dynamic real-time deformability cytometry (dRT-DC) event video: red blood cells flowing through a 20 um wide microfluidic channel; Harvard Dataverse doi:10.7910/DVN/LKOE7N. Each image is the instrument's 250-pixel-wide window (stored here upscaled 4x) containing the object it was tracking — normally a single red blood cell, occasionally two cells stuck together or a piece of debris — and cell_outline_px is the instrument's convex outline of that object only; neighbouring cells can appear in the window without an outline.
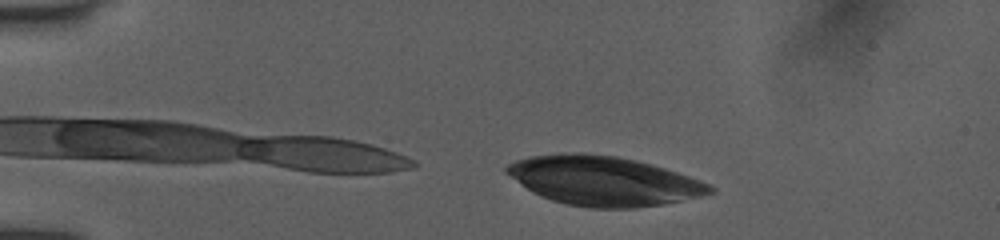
{"species": "human", "species_latin": "Homo sapiens", "temperature_condition": "room temperature", "stored_images_in_passage": 39, "camera_frame_rate_fps": 3000, "um_per_image_px": 0.085, "donor": {"sex": "female"}, "frame": {"image": 1, "passage_image": 2, "time_ms": 0.333, "image_size_px": [1000, 240], "cell_outline_px": [[716, 192], [700, 196], [664, 204], [636, 208], [588, 208], [568, 204], [552, 200], [540, 196], [532, 192], [504, 172], [504, 168], [508, 164], [516, 160], [528, 156], [564, 152], [588, 152], [616, 156], [636, 160], [652, 164], [700, 180], [716, 188]], "centroid_in_image_um": [51.28, 15.36], "position_along_channel_um": 33.7, "area_um2": 58.67}}
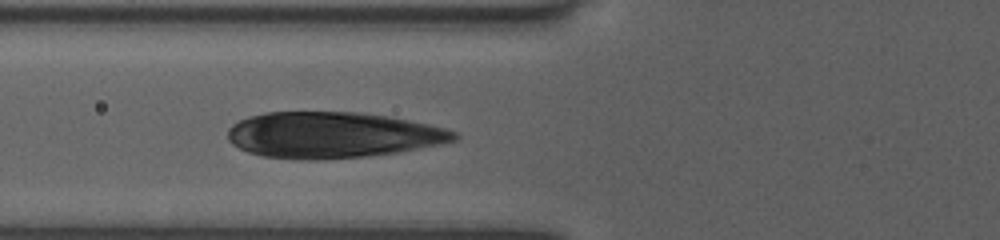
{"frame": {"image": 2, "passage_image": 12, "time_ms": 3.667, "image_size_px": [1000, 240], "cell_outline_px": [[460, 140], [444, 144], [400, 152], [364, 156], [308, 160], [300, 160], [264, 156], [248, 152], [232, 144], [228, 140], [228, 128], [232, 124], [248, 116], [264, 112], [360, 112], [392, 116], [448, 128], [456, 132], [460, 136]], "centroid_in_image_um": [28.32, 11.46], "position_along_channel_um": 97.5, "area_um2": 61.33}}
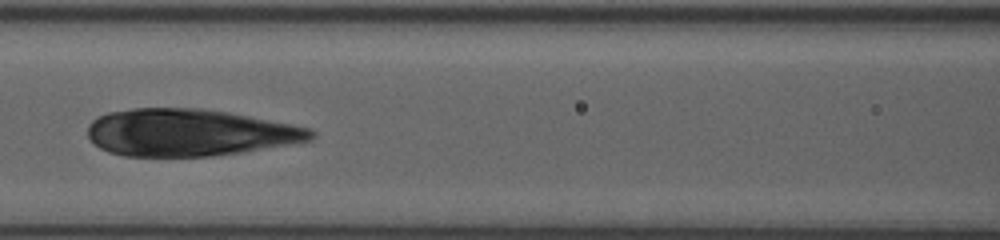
{"frame": {"image": 3, "passage_image": 16, "time_ms": 5.0, "image_size_px": [1000, 240], "cell_outline_px": [[316, 136], [312, 140], [240, 152], [212, 156], [124, 156], [108, 152], [100, 148], [88, 140], [88, 124], [96, 116], [108, 112], [132, 108], [200, 108], [228, 112], [292, 124], [312, 128], [316, 132]], "centroid_in_image_um": [16.06, 11.26], "position_along_channel_um": 150.5, "area_um2": 61.5}}